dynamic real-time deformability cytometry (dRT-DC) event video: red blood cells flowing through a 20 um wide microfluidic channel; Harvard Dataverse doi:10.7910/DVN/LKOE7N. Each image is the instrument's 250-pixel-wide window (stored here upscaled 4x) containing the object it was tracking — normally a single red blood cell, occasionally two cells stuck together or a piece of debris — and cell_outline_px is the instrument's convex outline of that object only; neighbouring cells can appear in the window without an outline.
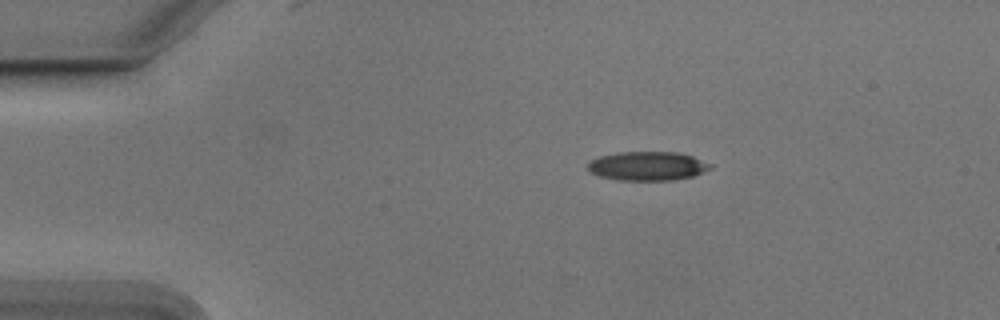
{"species": "Egyptian fruit bat (a non-hibernating species)", "species_latin": "Rousettus aegyptiacus", "temperature_condition": "cold", "stored_images_in_passage": 38, "camera_frame_rate_fps": 3000, "um_per_image_px": 0.085, "animal": {"sex": "male"}, "frame": {"image": 1, "passage_image": 1, "time_ms": 0.0, "image_size_px": [1000, 320], "cell_outline_px": [[712, 168], [704, 172], [692, 176], [676, 180], [616, 180], [600, 176], [592, 172], [588, 168], [588, 164], [592, 160], [600, 156], [616, 152], [676, 152], [692, 156], [712, 164]], "centroid_in_image_um": [55.07, 14.11], "position_along_channel_um": 29.9, "area_um2": 20.63}}
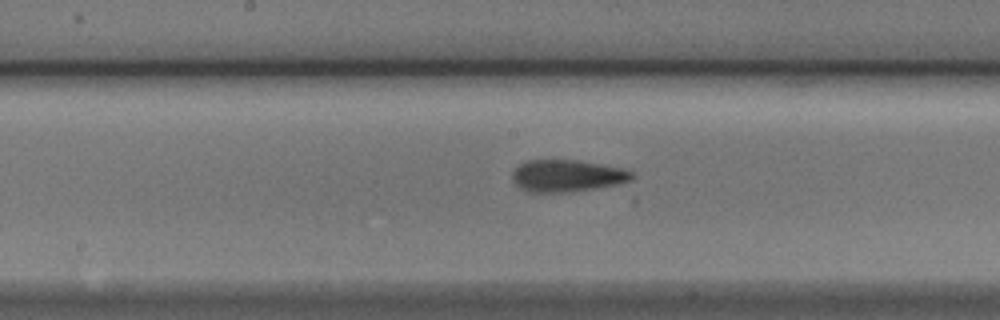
{"frame": {"image": 2, "passage_image": 19, "time_ms": 6.0, "image_size_px": [1000, 320], "cell_outline_px": [[636, 176], [632, 180], [620, 184], [596, 188], [568, 192], [528, 192], [520, 188], [512, 180], [512, 172], [524, 160], [576, 160], [600, 164], [620, 168], [632, 172]], "centroid_in_image_um": [48.2, 14.95], "position_along_channel_um": 200.0, "area_um2": 22.37}}
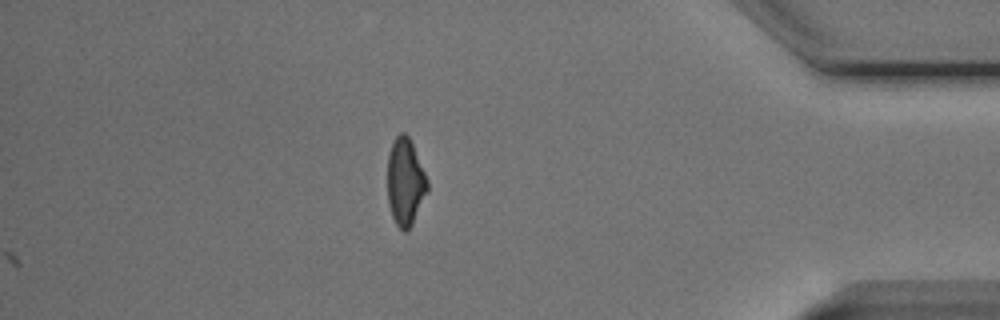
{"frame": {"image": 3, "passage_image": 38, "time_ms": 12.333, "image_size_px": [1000, 320], "cell_outline_px": [[428, 192], [412, 224], [404, 232], [396, 224], [392, 216], [388, 200], [388, 156], [392, 144], [396, 136], [400, 132], [404, 132], [408, 136], [412, 144], [428, 180]], "centroid_in_image_um": [34.46, 15.47], "position_along_channel_um": 400.7, "area_um2": 20.06}, "authors_computed_cell_mechanics": {"area_um2": 21.4438, "velocity_mm_per_s": 3.7821, "shape_relaxation_time_tau1_ms": 3.7661, "shape_relaxation_time_tau2_ms": 1.9209, "deformation_change_tau1": 0.135, "deformation_change_tau2": 0.106}}